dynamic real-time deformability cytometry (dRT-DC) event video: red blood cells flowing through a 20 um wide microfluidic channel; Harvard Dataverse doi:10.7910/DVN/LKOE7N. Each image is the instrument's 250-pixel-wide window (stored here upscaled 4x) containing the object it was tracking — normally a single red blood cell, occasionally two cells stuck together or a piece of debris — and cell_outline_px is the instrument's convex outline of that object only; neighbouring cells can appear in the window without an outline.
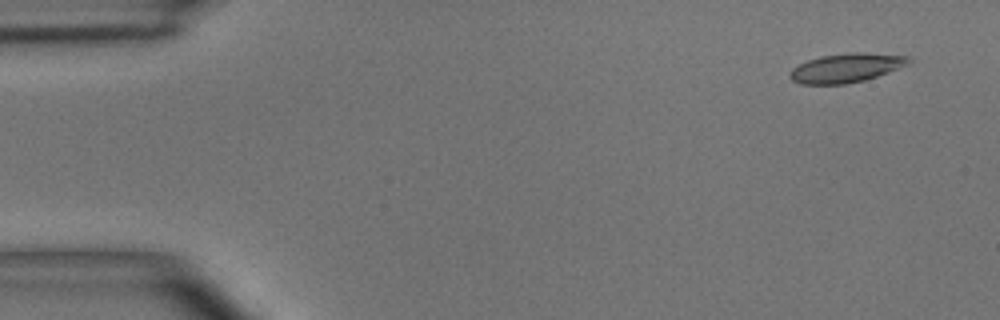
{"species": "common noctule bat (a hibernating species)", "species_latin": "Nyctalus noctula", "temperature_condition": "room temperature", "stored_images_in_passage": 4, "camera_frame_rate_fps": 3000, "um_per_image_px": 0.085, "animal": {"sex": "male", "body_mass_g": 15.6}, "frame": {"image": 1, "passage_image": 1, "time_ms": 0.0, "image_size_px": [1000, 320], "cell_outline_px": [[912, 60], [908, 64], [888, 72], [864, 80], [844, 84], [800, 84], [792, 80], [788, 76], [792, 68], [808, 60], [820, 56], [848, 52], [864, 52], [908, 56]], "centroid_in_image_um": [71.91, 5.76], "position_along_channel_um": 13.1, "area_um2": 20.06}}
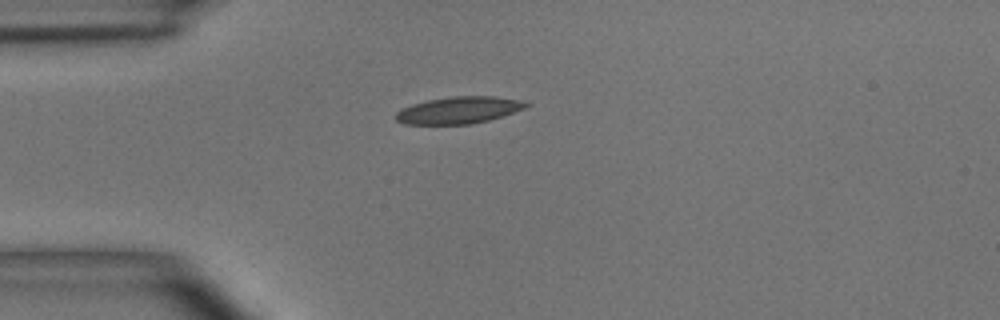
{"frame": {"image": 2, "passage_image": 4, "time_ms": 3.333, "image_size_px": [1000, 320], "cell_outline_px": [[532, 104], [524, 108], [488, 120], [472, 124], [404, 124], [396, 120], [396, 112], [400, 108], [412, 104], [428, 100], [452, 96], [492, 96], [524, 100]], "centroid_in_image_um": [38.99, 9.35], "position_along_channel_um": 46.0, "area_um2": 20.4}}